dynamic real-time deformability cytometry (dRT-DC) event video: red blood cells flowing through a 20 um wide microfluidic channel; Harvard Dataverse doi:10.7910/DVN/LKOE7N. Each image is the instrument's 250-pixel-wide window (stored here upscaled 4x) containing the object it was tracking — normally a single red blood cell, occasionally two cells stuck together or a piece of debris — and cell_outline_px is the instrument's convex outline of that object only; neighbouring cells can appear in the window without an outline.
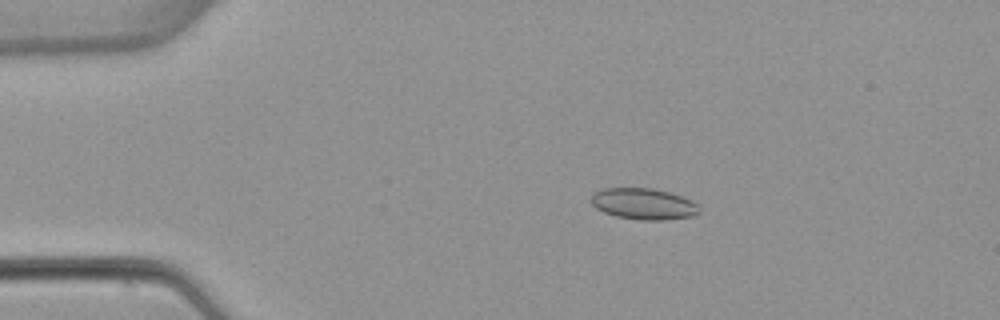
{"species": "common noctule bat (a hibernating species)", "species_latin": "Nyctalus noctula", "temperature_condition": "warm", "stored_images_in_passage": 22, "camera_frame_rate_fps": 3000, "um_per_image_px": 0.085, "animal": {"sex": "female", "body_mass_g": 22.7, "forearm_length_mm": 54.2}, "frame": {"image": 1, "passage_image": 11, "time_ms": 3.333, "image_size_px": [1000, 320], "cell_outline_px": [[700, 212], [692, 216], [664, 220], [640, 220], [616, 216], [604, 212], [596, 208], [592, 204], [592, 192], [604, 188], [652, 188], [668, 192], [692, 200], [696, 204]], "centroid_in_image_um": [54.68, 17.33], "position_along_channel_um": 30.3, "area_um2": 19.59}}
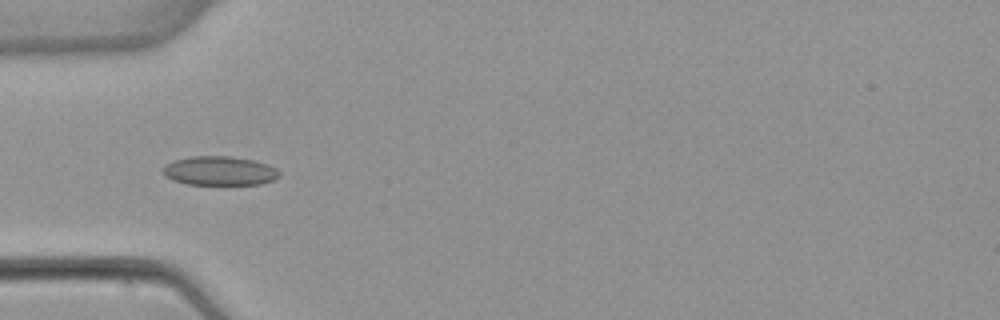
{"frame": {"image": 2, "passage_image": 18, "time_ms": 5.667, "image_size_px": [1000, 320], "cell_outline_px": [[280, 176], [272, 180], [260, 184], [188, 184], [172, 180], [164, 172], [164, 164], [172, 160], [188, 156], [232, 156], [252, 160], [268, 164], [276, 168], [280, 172]], "centroid_in_image_um": [18.67, 14.5], "position_along_channel_um": 66.3, "area_um2": 19.71}}
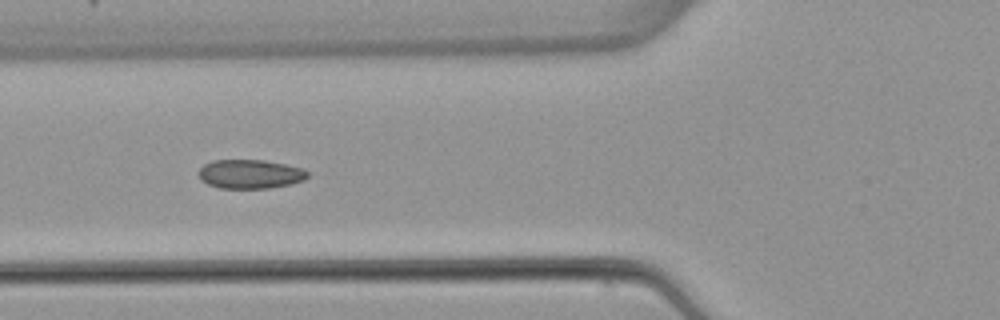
{"frame": {"image": 3, "passage_image": 21, "time_ms": 6.667, "image_size_px": [1000, 320], "cell_outline_px": [[308, 176], [304, 180], [292, 184], [268, 188], [220, 188], [208, 184], [200, 180], [196, 172], [204, 164], [212, 160], [264, 160], [304, 168], [308, 172]], "centroid_in_image_um": [21.24, 14.79], "position_along_channel_um": 104.6, "area_um2": 18.61}}